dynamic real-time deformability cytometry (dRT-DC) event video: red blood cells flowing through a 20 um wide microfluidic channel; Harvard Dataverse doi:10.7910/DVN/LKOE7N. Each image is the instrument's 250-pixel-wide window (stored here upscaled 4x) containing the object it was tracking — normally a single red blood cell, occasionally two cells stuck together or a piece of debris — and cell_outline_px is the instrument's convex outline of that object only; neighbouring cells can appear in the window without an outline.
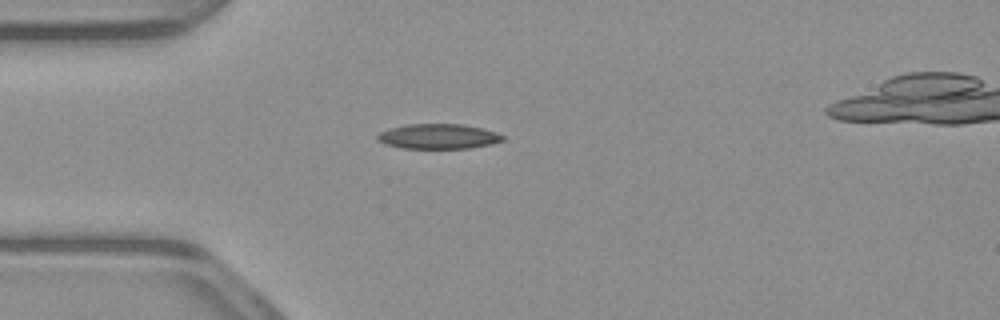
{"species": "common noctule bat (a hibernating species)", "species_latin": "Nyctalus noctula", "temperature_condition": "warm", "stored_images_in_passage": 38, "camera_frame_rate_fps": 3000, "um_per_image_px": 0.085, "animal": {"sex": "male", "body_mass_g": 23.1, "forearm_length_mm": 52.7}, "frame": {"image": 1, "passage_image": 1, "time_ms": 0.0, "image_size_px": [1000, 320], "cell_outline_px": [[504, 140], [488, 144], [468, 148], [400, 148], [384, 144], [376, 140], [376, 136], [380, 132], [388, 128], [404, 124], [464, 124], [484, 128], [496, 132], [504, 136]], "centroid_in_image_um": [37.2, 11.58], "position_along_channel_um": 47.8, "area_um2": 18.38}}
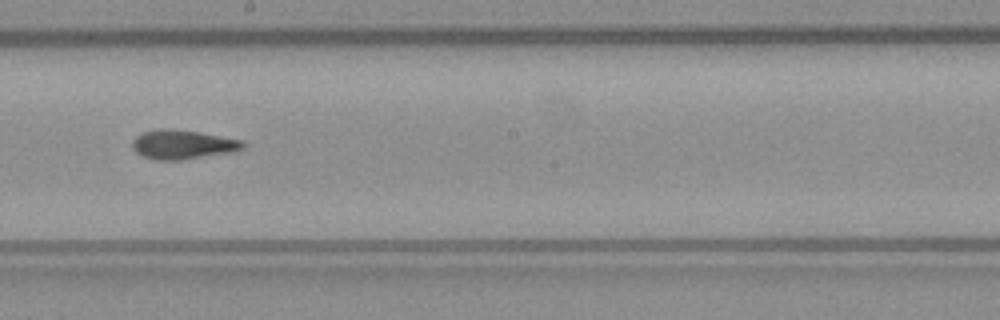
{"frame": {"image": 2, "passage_image": 16, "time_ms": 5.0, "image_size_px": [1000, 320], "cell_outline_px": [[244, 148], [232, 152], [180, 160], [152, 160], [136, 152], [132, 148], [132, 140], [140, 132], [156, 128], [164, 128], [196, 132], [244, 140]], "centroid_in_image_um": [15.48, 12.28], "position_along_channel_um": 232.7, "area_um2": 18.84}}
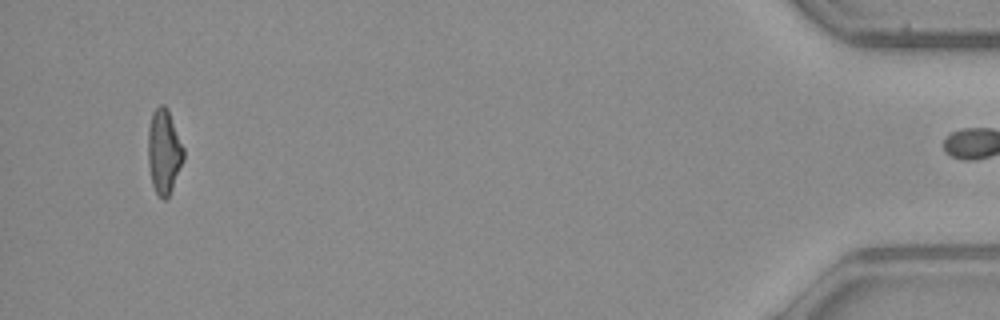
{"frame": {"image": 3, "passage_image": 37, "time_ms": 12.0, "image_size_px": [1000, 320], "cell_outline_px": [[184, 160], [172, 188], [168, 196], [164, 200], [156, 192], [152, 184], [148, 164], [148, 128], [152, 112], [160, 104], [164, 104], [168, 108], [184, 148]], "centroid_in_image_um": [13.94, 12.84], "position_along_channel_um": 421.3, "area_um2": 17.57}, "authors_computed_cell_mechanics": {"area_um2": 18.3804, "velocity_mm_per_s": 3.9424, "shape_relaxation_time_tau1_ms": 4.583, "shape_relaxation_time_tau2_ms": 2.8395, "deformation_change_tau1": 0.1602, "deformation_change_tau2": 0.1099}}